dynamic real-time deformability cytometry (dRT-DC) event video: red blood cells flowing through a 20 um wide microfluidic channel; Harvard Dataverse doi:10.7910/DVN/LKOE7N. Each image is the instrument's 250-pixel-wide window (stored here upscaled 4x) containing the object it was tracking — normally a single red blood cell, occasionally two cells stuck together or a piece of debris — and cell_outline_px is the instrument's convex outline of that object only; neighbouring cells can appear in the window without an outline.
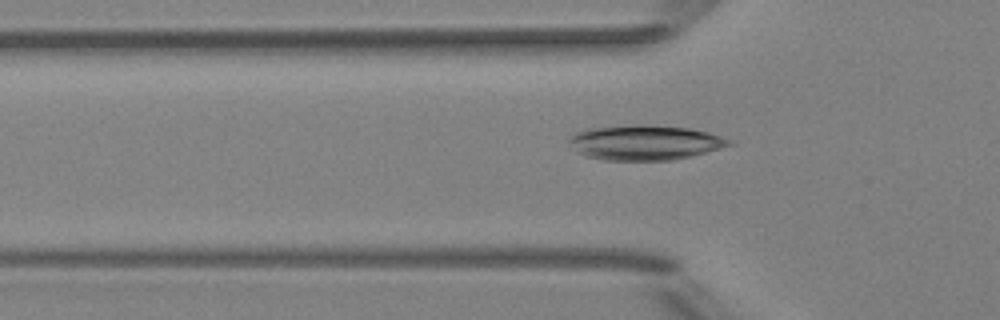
{"species": "Egyptian fruit bat (a non-hibernating species)", "species_latin": "Rousettus aegyptiacus", "temperature_condition": "room temperature", "stored_images_in_passage": 37, "camera_frame_rate_fps": 3000, "um_per_image_px": 0.085, "animal": {"sex": "female"}, "frame": {"image": 1, "passage_image": 3, "time_ms": 0.667, "image_size_px": [1000, 320], "cell_outline_px": [[732, 144], [692, 156], [672, 160], [604, 160], [584, 156], [568, 140], [576, 132], [584, 128], [632, 124], [648, 124], [688, 128], [708, 132], [732, 140]], "centroid_in_image_um": [54.8, 12.1], "position_along_channel_um": 71.0, "area_um2": 32.54}}
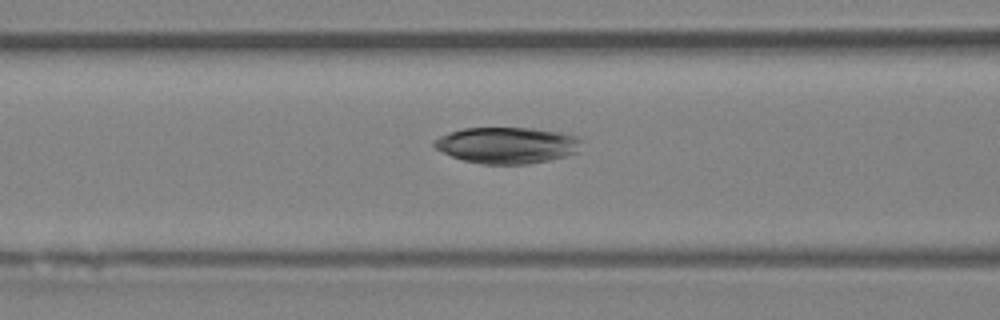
{"frame": {"image": 2, "passage_image": 7, "time_ms": 2.0, "image_size_px": [1000, 320], "cell_outline_px": [[580, 140], [576, 152], [564, 156], [548, 160], [528, 164], [484, 164], [464, 160], [452, 156], [436, 148], [432, 144], [440, 136], [448, 132], [464, 128], [532, 128], [560, 132], [576, 136]], "centroid_in_image_um": [43.07, 12.34], "position_along_channel_um": 123.5, "area_um2": 30.75}}
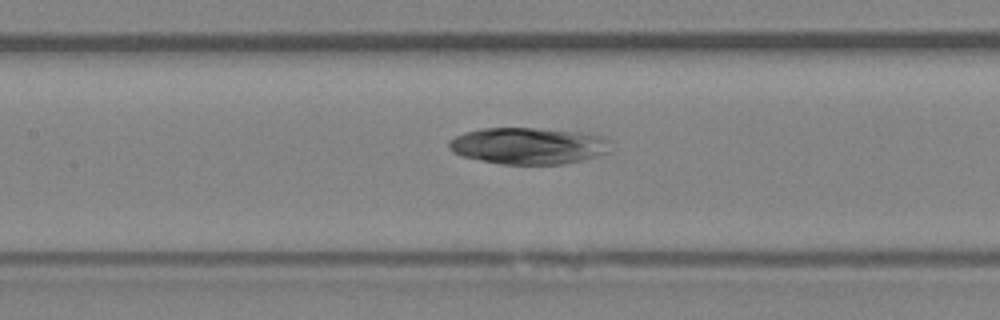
{"frame": {"image": 3, "passage_image": 10, "time_ms": 3.0, "image_size_px": [1000, 320], "cell_outline_px": [[608, 140], [604, 152], [596, 156], [564, 164], [500, 164], [464, 156], [452, 152], [448, 148], [448, 140], [464, 132], [480, 128], [536, 128], [596, 132], [604, 136]], "centroid_in_image_um": [44.89, 12.37], "position_along_channel_um": 162.5, "area_um2": 34.62}}